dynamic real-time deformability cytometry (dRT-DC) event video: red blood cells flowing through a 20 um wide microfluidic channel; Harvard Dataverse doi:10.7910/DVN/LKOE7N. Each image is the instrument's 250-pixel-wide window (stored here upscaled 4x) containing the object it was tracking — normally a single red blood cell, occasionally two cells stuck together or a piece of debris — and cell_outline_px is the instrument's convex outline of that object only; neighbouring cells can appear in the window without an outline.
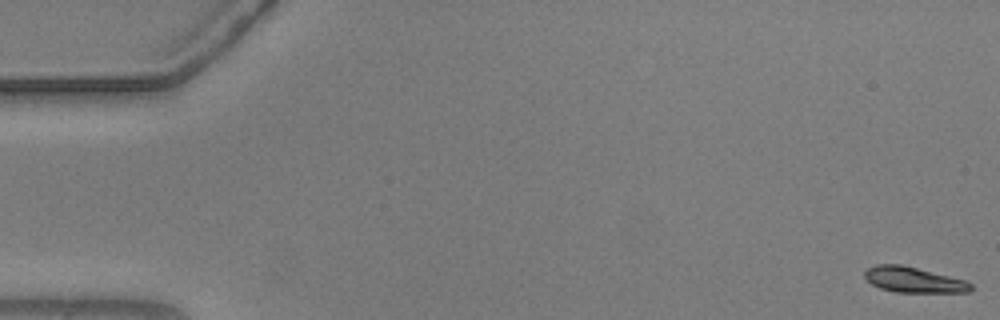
{"species": "common noctule bat (a hibernating species)", "species_latin": "Nyctalus noctula", "temperature_condition": "warm", "stored_images_in_passage": 55, "camera_frame_rate_fps": 3000, "um_per_image_px": 0.085, "animal": {"sex": "male", "body_mass_g": 20.5, "forearm_length_mm": 52.5}, "frame": {"image": 1, "passage_image": 1, "time_ms": 0.0, "image_size_px": [1000, 320], "cell_outline_px": [[972, 288], [968, 292], [896, 292], [880, 288], [872, 284], [864, 276], [864, 272], [868, 268], [876, 264], [900, 264], [964, 280], [972, 284]], "centroid_in_image_um": [77.62, 23.78], "position_along_channel_um": 7.4, "area_um2": 15.49}}
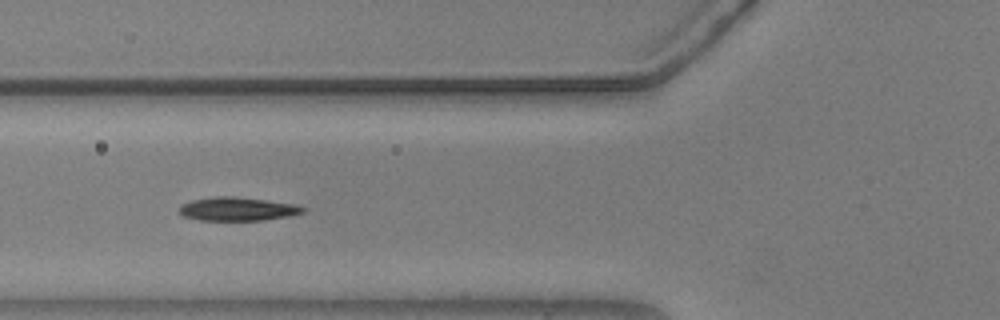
{"frame": {"image": 2, "passage_image": 21, "time_ms": 6.667, "image_size_px": [1000, 320], "cell_outline_px": [[304, 212], [292, 216], [264, 220], [200, 220], [184, 216], [180, 212], [180, 204], [192, 200], [216, 196], [232, 196], [300, 204], [304, 208]], "centroid_in_image_um": [20.24, 17.76], "position_along_channel_um": 105.6, "area_um2": 17.05}}
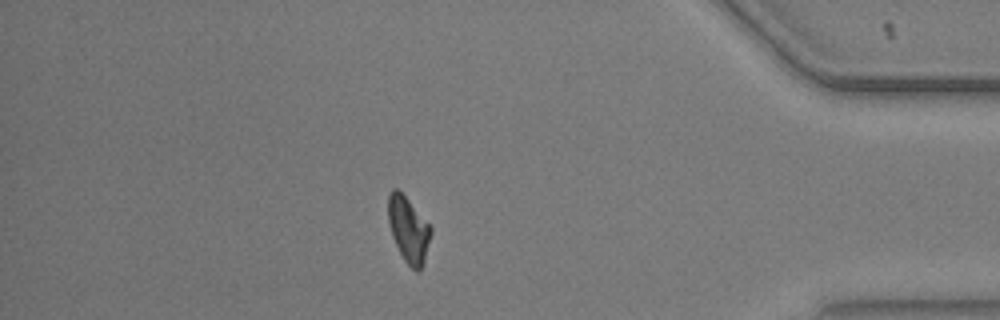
{"frame": {"image": 3, "passage_image": 48, "time_ms": 15.667, "image_size_px": [1000, 320], "cell_outline_px": [[432, 232], [424, 260], [420, 272], [416, 272], [404, 260], [392, 236], [388, 224], [388, 196], [392, 188], [396, 188], [408, 200], [432, 228]], "centroid_in_image_um": [34.71, 19.53], "position_along_channel_um": 400.5, "area_um2": 16.07}, "authors_computed_cell_mechanics": {"area_um2": 16.6464, "velocity_mm_per_s": 3.6847, "shape_relaxation_time_tau1_ms": 4.7801, "shape_relaxation_time_tau2_ms": 4.0218, "deformation_change_tau1": 0.1757, "deformation_change_tau2": 0.0708}}